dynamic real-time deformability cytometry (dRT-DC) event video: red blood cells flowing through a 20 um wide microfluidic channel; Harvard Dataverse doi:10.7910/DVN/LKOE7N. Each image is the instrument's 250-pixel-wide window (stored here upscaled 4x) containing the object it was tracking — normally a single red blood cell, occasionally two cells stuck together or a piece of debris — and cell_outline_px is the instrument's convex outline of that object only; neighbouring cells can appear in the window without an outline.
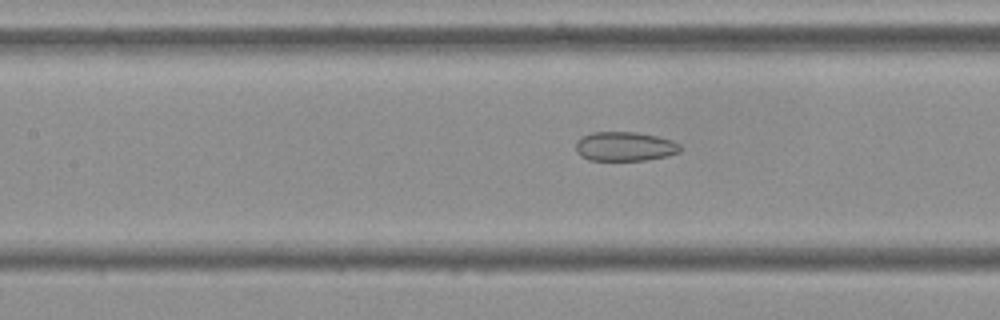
{"species": "Egyptian fruit bat (a non-hibernating species)", "species_latin": "Rousettus aegyptiacus", "temperature_condition": "cold", "stored_images_in_passage": 41, "camera_frame_rate_fps": 3000, "um_per_image_px": 0.085, "frame": {"image": 1, "passage_image": 10, "time_ms": 3.0, "image_size_px": [1000, 320], "cell_outline_px": [[680, 152], [668, 156], [648, 160], [588, 160], [580, 156], [576, 152], [576, 140], [592, 132], [636, 132], [656, 136], [672, 140], [680, 144]], "centroid_in_image_um": [53.1, 12.45], "position_along_channel_um": 154.3, "area_um2": 17.92}}
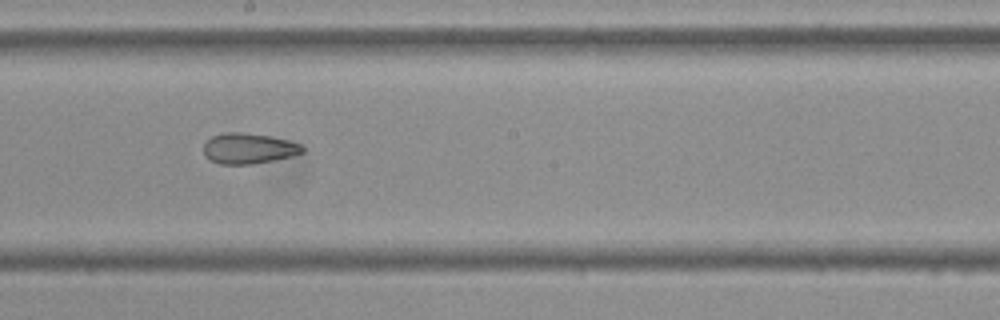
{"frame": {"image": 2, "passage_image": 16, "time_ms": 5.0, "image_size_px": [1000, 320], "cell_outline_px": [[304, 152], [272, 160], [252, 164], [220, 164], [208, 160], [204, 156], [204, 144], [212, 136], [224, 132], [240, 132], [268, 136], [288, 140], [300, 144], [304, 148]], "centroid_in_image_um": [21.08, 12.62], "position_along_channel_um": 227.1, "area_um2": 17.46}}
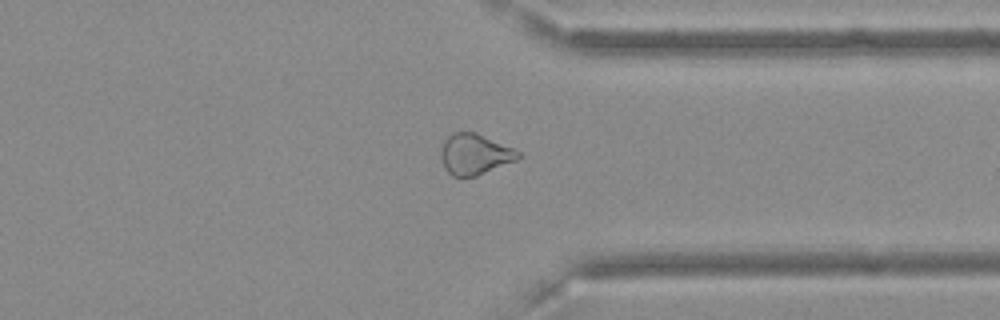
{"frame": {"image": 3, "passage_image": 28, "time_ms": 9.0, "image_size_px": [1000, 320], "cell_outline_px": [[520, 160], [476, 176], [452, 176], [448, 172], [440, 156], [440, 152], [444, 140], [452, 132], [476, 132], [512, 148], [520, 152]], "centroid_in_image_um": [40.37, 13.11], "position_along_channel_um": 371.0, "area_um2": 18.38}, "authors_computed_cell_mechanics": {"area_um2": 18.6116, "velocity_mm_per_s": 3.6523, "shape_relaxation_time_tau1_ms": null, "shape_relaxation_time_tau2_ms": 3.744, "deformation_change_tau1": null, "deformation_change_tau2": 0.0976}}